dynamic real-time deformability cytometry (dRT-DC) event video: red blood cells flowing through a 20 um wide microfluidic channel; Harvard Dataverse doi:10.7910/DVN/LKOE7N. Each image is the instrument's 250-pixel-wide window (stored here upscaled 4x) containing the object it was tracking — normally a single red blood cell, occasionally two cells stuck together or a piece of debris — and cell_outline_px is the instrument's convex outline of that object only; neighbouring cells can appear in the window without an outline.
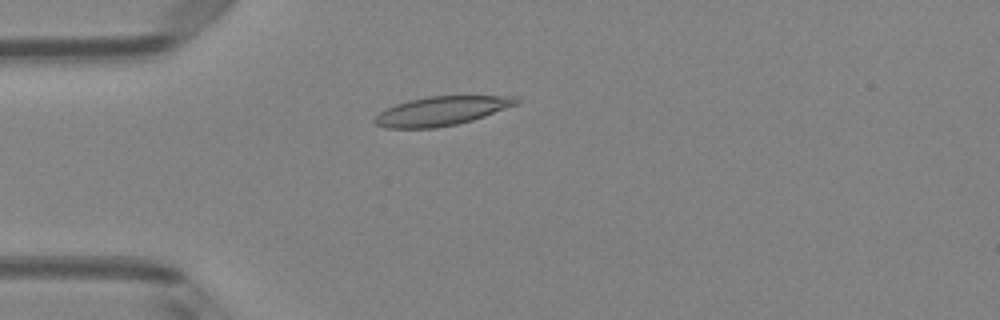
{"species": "Egyptian fruit bat (a non-hibernating species)", "species_latin": "Rousettus aegyptiacus", "temperature_condition": "room temperature", "stored_images_in_passage": 40, "camera_frame_rate_fps": 3000, "um_per_image_px": 0.085, "animal": {"sex": "female"}, "frame": {"image": 1, "passage_image": 3, "time_ms": 0.667, "image_size_px": [1000, 320], "cell_outline_px": [[520, 100], [516, 104], [484, 116], [472, 120], [456, 124], [436, 128], [384, 128], [376, 124], [372, 120], [380, 112], [396, 104], [408, 100], [428, 96], [516, 96]], "centroid_in_image_um": [37.49, 9.43], "position_along_channel_um": 47.5, "area_um2": 23.76}}
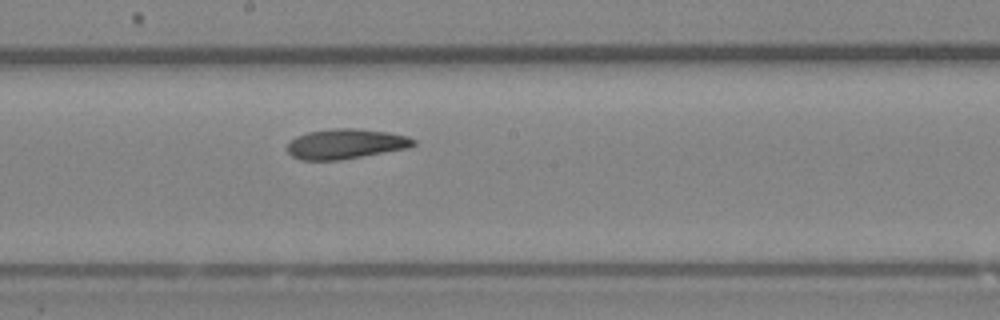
{"frame": {"image": 2, "passage_image": 17, "time_ms": 5.333, "image_size_px": [1000, 320], "cell_outline_px": [[416, 144], [408, 148], [340, 160], [300, 160], [292, 156], [288, 152], [288, 144], [296, 136], [308, 132], [336, 128], [356, 128], [388, 132], [408, 136], [416, 140]], "centroid_in_image_um": [29.4, 12.23], "position_along_channel_um": 218.8, "area_um2": 22.02}}
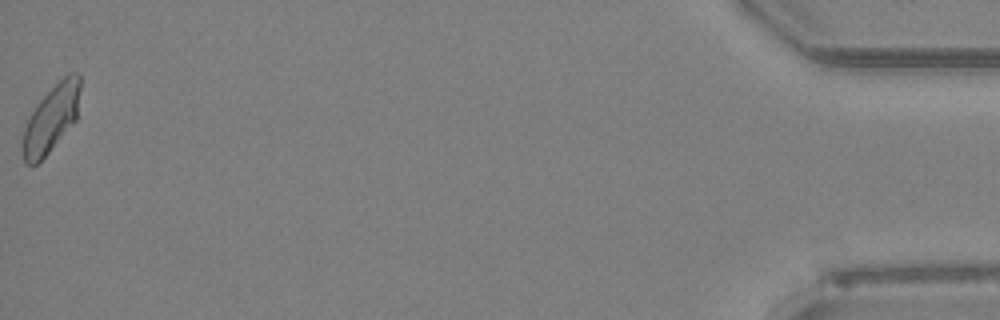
{"frame": {"image": 3, "passage_image": 40, "time_ms": 13.0, "image_size_px": [1000, 320], "cell_outline_px": [[80, 88], [76, 120], [48, 152], [36, 164], [24, 164], [24, 128], [36, 104], [68, 72], [80, 72]], "centroid_in_image_um": [4.39, 10.03], "position_along_channel_um": 430.8, "area_um2": 21.79}, "authors_computed_cell_mechanics": {"area_um2": 22.0507, "velocity_mm_per_s": 4.0261, "shape_relaxation_time_tau1_ms": 4.0576, "shape_relaxation_time_tau2_ms": 3.0659, "deformation_change_tau1": 0.1377, "deformation_change_tau2": 0.0874}}